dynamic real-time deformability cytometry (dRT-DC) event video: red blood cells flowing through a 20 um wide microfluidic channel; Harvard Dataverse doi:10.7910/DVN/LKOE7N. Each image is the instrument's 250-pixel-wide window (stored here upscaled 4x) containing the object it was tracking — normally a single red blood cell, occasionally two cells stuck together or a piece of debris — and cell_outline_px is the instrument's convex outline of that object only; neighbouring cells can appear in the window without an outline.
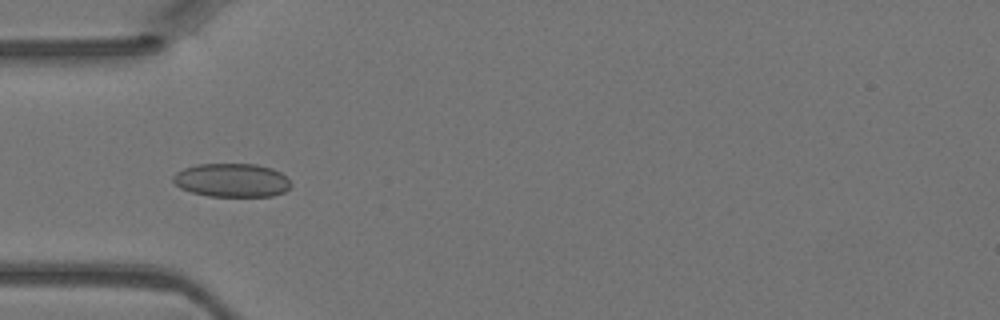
{"species": "Egyptian fruit bat (a non-hibernating species)", "species_latin": "Rousettus aegyptiacus", "temperature_condition": "warm", "stored_images_in_passage": 6, "camera_frame_rate_fps": 3000, "um_per_image_px": 0.085, "animal": {"sex": "female"}, "frame": {"image": 1, "passage_image": 5, "time_ms": 1.333, "image_size_px": [1000, 320], "cell_outline_px": [[292, 184], [284, 192], [272, 196], [208, 196], [192, 192], [180, 188], [172, 180], [172, 176], [176, 172], [184, 168], [196, 164], [256, 164], [272, 168], [280, 172]], "centroid_in_image_um": [19.68, 15.31], "position_along_channel_um": 65.3, "area_um2": 23.06}}
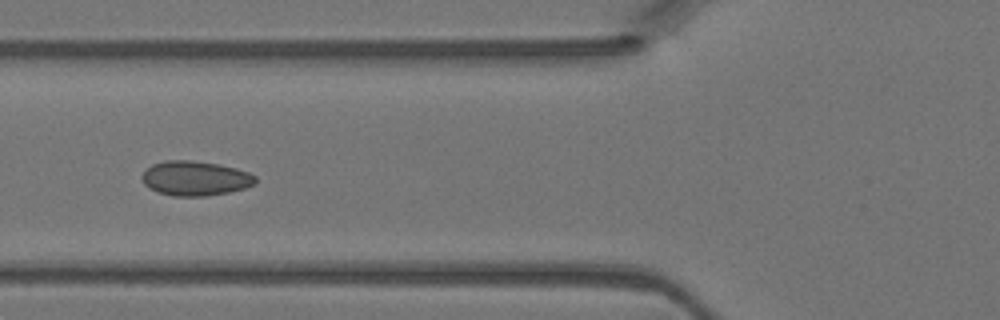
{"frame": {"image": 2, "passage_image": 6, "time_ms": 1.667, "image_size_px": [1000, 320], "cell_outline_px": [[256, 184], [244, 188], [228, 192], [204, 196], [172, 196], [160, 192], [144, 184], [140, 176], [152, 164], [164, 160], [192, 160], [220, 164], [236, 168], [248, 172], [256, 176]], "centroid_in_image_um": [16.61, 15.14], "position_along_channel_um": 109.2, "area_um2": 22.89}}